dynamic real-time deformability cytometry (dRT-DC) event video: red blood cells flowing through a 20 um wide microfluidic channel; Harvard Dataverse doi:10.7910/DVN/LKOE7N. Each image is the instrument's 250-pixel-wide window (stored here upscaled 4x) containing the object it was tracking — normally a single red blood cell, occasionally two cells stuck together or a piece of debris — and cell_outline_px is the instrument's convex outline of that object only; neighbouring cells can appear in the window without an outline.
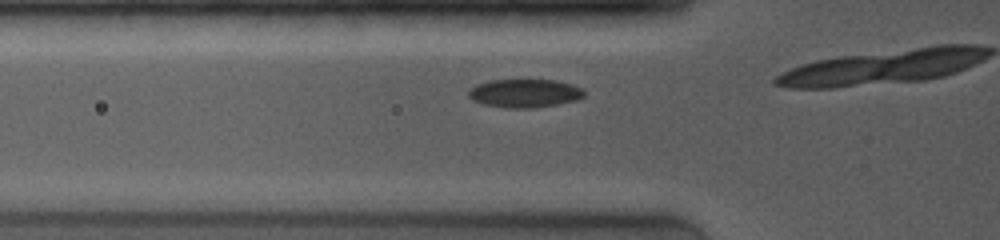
{"species": "common noctule bat (a hibernating species)", "species_latin": "Nyctalus noctula", "temperature_condition": "room temperature", "stored_images_in_passage": 5, "camera_frame_rate_fps": 4000, "um_per_image_px": 0.085, "animal": {"sex": "female", "body_mass_g": 19.0, "forearm_length_mm": 53.3}, "frame": {"image": 1, "passage_image": 4, "time_ms": 1.0, "image_size_px": [1000, 240], "cell_outline_px": [[584, 96], [576, 100], [556, 104], [532, 108], [504, 108], [484, 104], [472, 100], [468, 96], [468, 92], [476, 84], [488, 80], [556, 80], [580, 88], [584, 92]], "centroid_in_image_um": [44.54, 7.93], "position_along_channel_um": 81.3, "area_um2": 18.96}}